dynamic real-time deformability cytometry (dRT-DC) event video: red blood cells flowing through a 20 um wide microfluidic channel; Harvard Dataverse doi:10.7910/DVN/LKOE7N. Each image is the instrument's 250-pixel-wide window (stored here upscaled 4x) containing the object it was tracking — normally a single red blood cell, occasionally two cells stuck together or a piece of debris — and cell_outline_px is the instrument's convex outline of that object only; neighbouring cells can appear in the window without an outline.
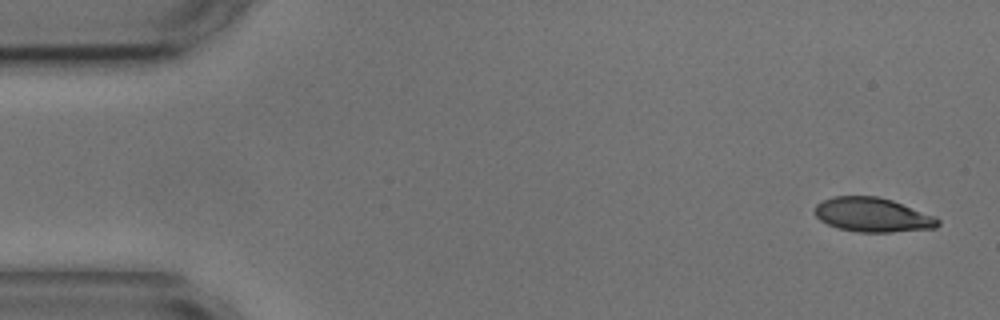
{"species": "common noctule bat (a hibernating species)", "species_latin": "Nyctalus noctula", "temperature_condition": "cold", "stored_images_in_passage": 6, "camera_frame_rate_fps": 3000, "um_per_image_px": 0.085, "animal": {"sex": "male", "body_mass_g": 17.9, "forearm_length_mm": 54.2}, "frame": {"image": 1, "passage_image": 1, "time_ms": 0.0, "image_size_px": [1000, 320], "cell_outline_px": [[940, 224], [936, 228], [892, 232], [860, 232], [840, 228], [828, 224], [820, 220], [812, 212], [816, 204], [832, 196], [876, 196], [892, 200], [936, 216], [940, 220]], "centroid_in_image_um": [74.18, 18.26], "position_along_channel_um": 10.8, "area_um2": 24.68}}